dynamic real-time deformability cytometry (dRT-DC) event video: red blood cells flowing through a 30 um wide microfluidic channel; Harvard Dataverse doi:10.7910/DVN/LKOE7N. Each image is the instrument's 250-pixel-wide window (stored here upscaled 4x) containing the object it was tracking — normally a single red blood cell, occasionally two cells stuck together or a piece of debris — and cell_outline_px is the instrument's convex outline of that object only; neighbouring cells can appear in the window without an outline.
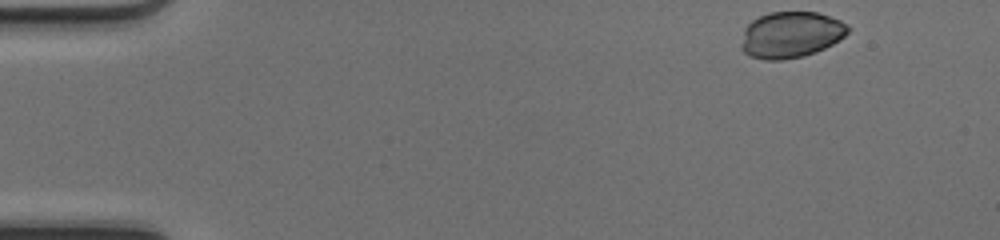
{"species": "common noctule bat (a hibernating species)", "species_latin": "Nyctalus noctula", "temperature_condition": "cold", "stored_images_in_passage": 33, "camera_frame_rate_fps": 3000, "um_per_image_px": 0.085, "animal": {"sex": "female", "body_mass_g": 17.0, "forearm_length_mm": 48.0}, "frame": {"image": 1, "passage_image": 1, "time_ms": 0.0, "image_size_px": [1000, 240], "cell_outline_px": [[852, 28], [840, 40], [816, 52], [804, 56], [780, 60], [764, 60], [752, 56], [744, 52], [740, 48], [740, 44], [744, 28], [752, 20], [768, 12], [816, 12], [840, 20]], "centroid_in_image_um": [67.21, 2.95], "position_along_channel_um": 17.8, "area_um2": 28.9}}
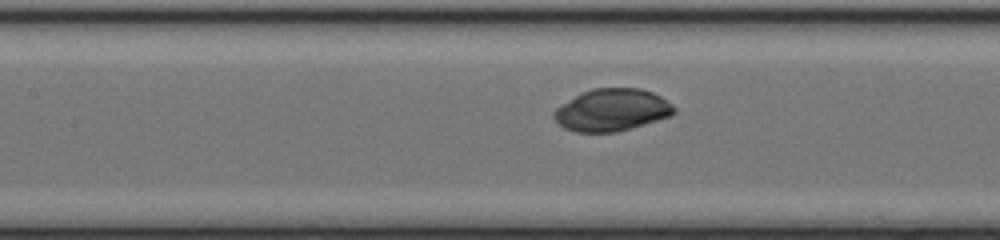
{"frame": {"image": 2, "passage_image": 19, "time_ms": 6.0, "image_size_px": [1000, 240], "cell_outline_px": [[676, 112], [672, 116], [632, 128], [616, 132], [576, 132], [564, 128], [552, 116], [552, 112], [556, 108], [576, 96], [592, 88], [640, 88], [652, 92], [660, 96], [672, 104], [676, 108]], "centroid_in_image_um": [52.04, 9.36], "position_along_channel_um": 155.4, "area_um2": 29.54}}
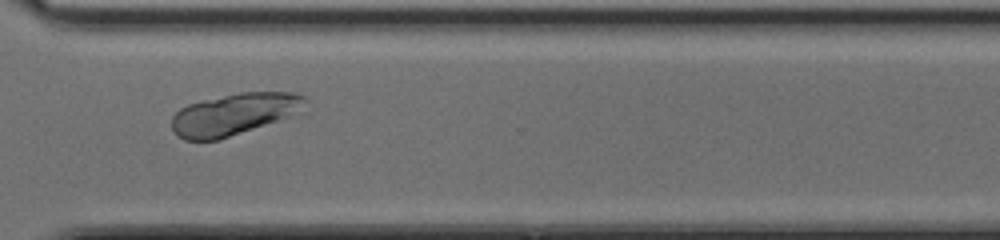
{"frame": {"image": 3, "passage_image": 33, "time_ms": 10.667, "image_size_px": [1000, 240], "cell_outline_px": [[308, 100], [288, 116], [220, 140], [184, 140], [172, 128], [172, 116], [180, 108], [188, 104], [204, 100], [240, 92], [296, 92], [304, 96]], "centroid_in_image_um": [19.84, 9.7], "position_along_channel_um": 350.8, "area_um2": 31.67}}